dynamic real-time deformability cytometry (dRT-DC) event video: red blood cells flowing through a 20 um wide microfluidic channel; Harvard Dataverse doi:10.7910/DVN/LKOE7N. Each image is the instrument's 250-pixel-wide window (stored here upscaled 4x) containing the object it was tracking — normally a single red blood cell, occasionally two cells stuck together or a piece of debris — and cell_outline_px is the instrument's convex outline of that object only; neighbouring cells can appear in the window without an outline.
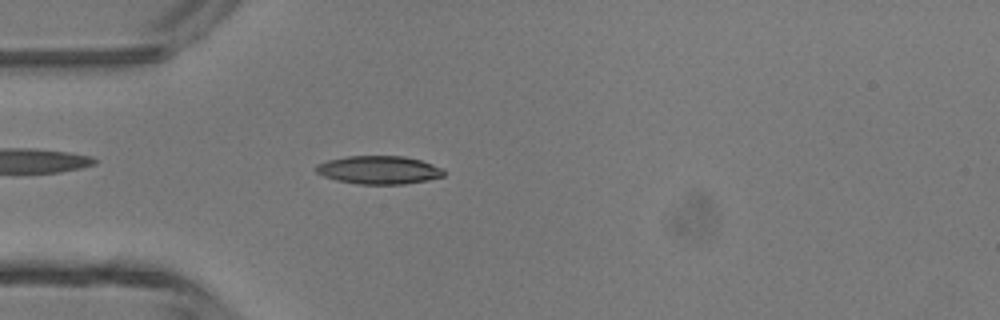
{"species": "common noctule bat (a hibernating species)", "species_latin": "Nyctalus noctula", "temperature_condition": "room temperature", "stored_images_in_passage": 43, "camera_frame_rate_fps": 3000, "um_per_image_px": 0.085, "animal": {"sex": "male", "body_mass_g": 13.3}, "frame": {"image": 1, "passage_image": 13, "time_ms": 4.0, "image_size_px": [1000, 320], "cell_outline_px": [[444, 176], [428, 180], [404, 184], [356, 184], [336, 180], [324, 176], [316, 172], [316, 164], [328, 160], [348, 156], [404, 156], [420, 160], [444, 168]], "centroid_in_image_um": [32.22, 14.45], "position_along_channel_um": 52.8, "area_um2": 21.04}}
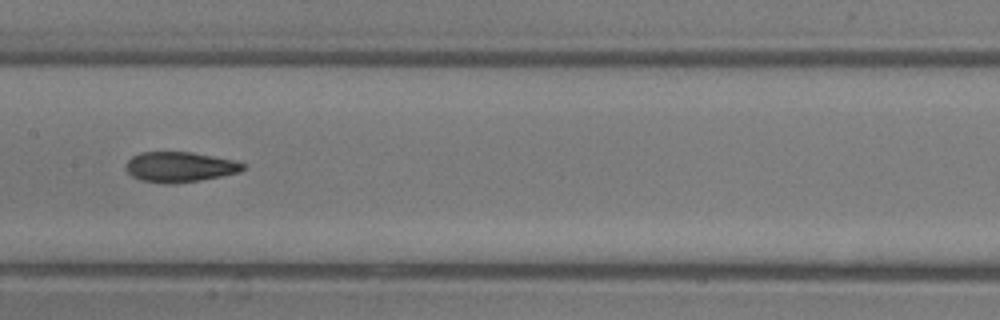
{"frame": {"image": 2, "passage_image": 23, "time_ms": 7.333, "image_size_px": [1000, 320], "cell_outline_px": [[248, 168], [240, 172], [200, 180], [176, 184], [164, 184], [140, 180], [132, 176], [128, 172], [128, 160], [132, 156], [140, 152], [192, 152], [236, 160], [244, 164]], "centroid_in_image_um": [15.33, 14.19], "position_along_channel_um": 192.1, "area_um2": 20.75}}
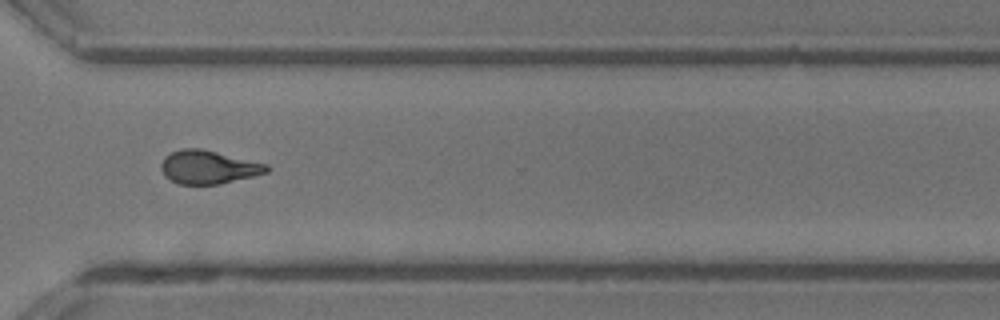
{"frame": {"image": 3, "passage_image": 34, "time_ms": 11.0, "image_size_px": [1000, 320], "cell_outline_px": [[268, 172], [220, 184], [180, 184], [164, 176], [160, 168], [160, 164], [164, 156], [180, 148], [200, 148], [268, 164]], "centroid_in_image_um": [17.67, 14.2], "position_along_channel_um": 352.9, "area_um2": 20.46}}